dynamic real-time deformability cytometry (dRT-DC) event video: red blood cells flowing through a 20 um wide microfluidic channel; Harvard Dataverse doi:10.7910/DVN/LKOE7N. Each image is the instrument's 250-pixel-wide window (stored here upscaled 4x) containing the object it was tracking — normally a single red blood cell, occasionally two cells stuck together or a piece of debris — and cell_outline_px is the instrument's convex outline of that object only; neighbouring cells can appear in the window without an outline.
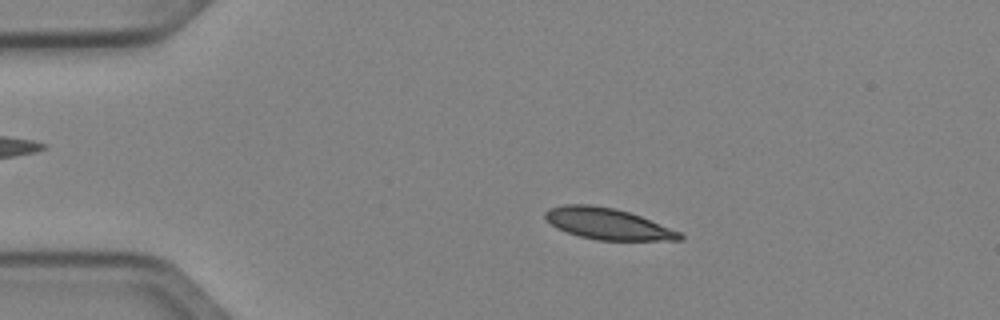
{"species": "Egyptian fruit bat (a non-hibernating species)", "species_latin": "Rousettus aegyptiacus", "temperature_condition": "cold", "stored_images_in_passage": 6, "camera_frame_rate_fps": 3000, "um_per_image_px": 0.085, "animal": {"sex": "female"}, "frame": {"image": 1, "passage_image": 3, "time_ms": 0.667, "image_size_px": [1000, 320], "cell_outline_px": [[684, 240], [596, 240], [580, 236], [556, 228], [544, 216], [544, 212], [548, 208], [564, 204], [588, 204], [616, 208], [640, 216], [680, 232], [684, 236]], "centroid_in_image_um": [51.63, 19.01], "position_along_channel_um": 33.4, "area_um2": 24.39}}